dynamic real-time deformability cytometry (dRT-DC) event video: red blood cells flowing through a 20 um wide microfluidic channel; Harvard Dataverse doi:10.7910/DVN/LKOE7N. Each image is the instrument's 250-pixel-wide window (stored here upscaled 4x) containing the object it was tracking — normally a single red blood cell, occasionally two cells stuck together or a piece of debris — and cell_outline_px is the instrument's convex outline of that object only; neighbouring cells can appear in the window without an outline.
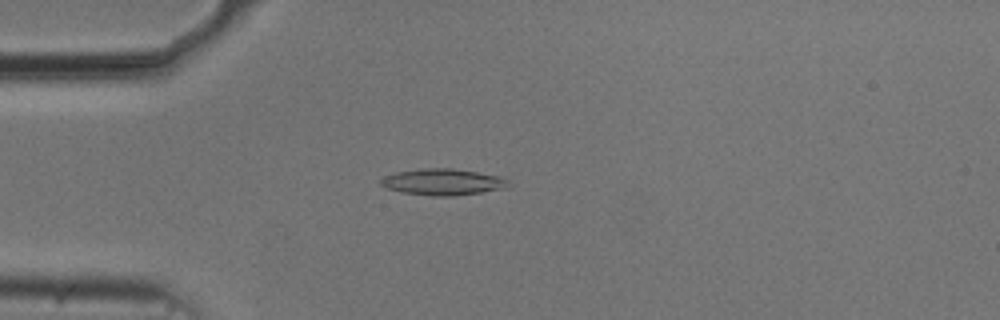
{"species": "common noctule bat (a hibernating species)", "species_latin": "Nyctalus noctula", "temperature_condition": "cold", "stored_images_in_passage": 53, "camera_frame_rate_fps": 3000, "um_per_image_px": 0.085, "animal": {"sex": "male", "body_mass_g": 20.5, "forearm_length_mm": 52.5}, "frame": {"image": 1, "passage_image": 13, "time_ms": 4.0, "image_size_px": [1000, 320], "cell_outline_px": [[508, 188], [452, 196], [432, 196], [400, 192], [384, 188], [380, 184], [380, 180], [384, 176], [396, 172], [424, 168], [452, 168], [500, 176], [508, 180]], "centroid_in_image_um": [37.6, 15.47], "position_along_channel_um": 47.4, "area_um2": 19.65}}
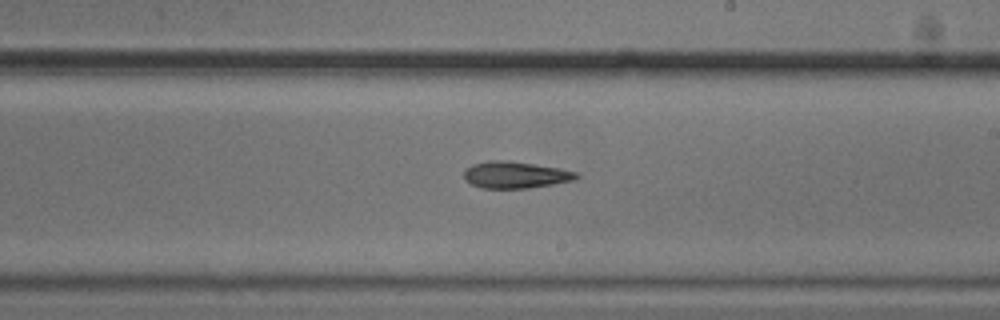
{"frame": {"image": 2, "passage_image": 30, "time_ms": 9.667, "image_size_px": [1000, 320], "cell_outline_px": [[580, 176], [572, 180], [552, 184], [528, 188], [480, 188], [464, 180], [464, 172], [472, 164], [488, 160], [508, 160], [560, 168], [576, 172]], "centroid_in_image_um": [43.77, 14.85], "position_along_channel_um": 245.2, "area_um2": 17.46}}
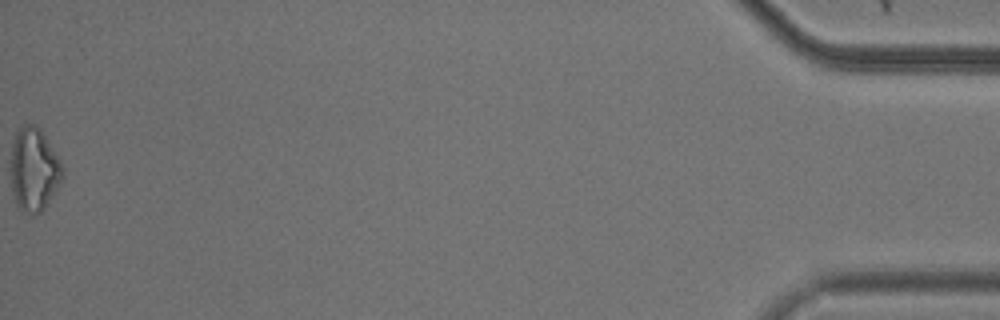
{"frame": {"image": 3, "passage_image": 53, "time_ms": 17.333, "image_size_px": [1000, 320], "cell_outline_px": [[64, 176], [60, 184], [44, 208], [40, 212], [32, 216], [20, 208], [16, 204], [12, 192], [12, 140], [16, 132], [24, 124], [32, 124], [40, 128], [64, 168]], "centroid_in_image_um": [2.9, 14.42], "position_along_channel_um": 432.3, "area_um2": 24.91}}